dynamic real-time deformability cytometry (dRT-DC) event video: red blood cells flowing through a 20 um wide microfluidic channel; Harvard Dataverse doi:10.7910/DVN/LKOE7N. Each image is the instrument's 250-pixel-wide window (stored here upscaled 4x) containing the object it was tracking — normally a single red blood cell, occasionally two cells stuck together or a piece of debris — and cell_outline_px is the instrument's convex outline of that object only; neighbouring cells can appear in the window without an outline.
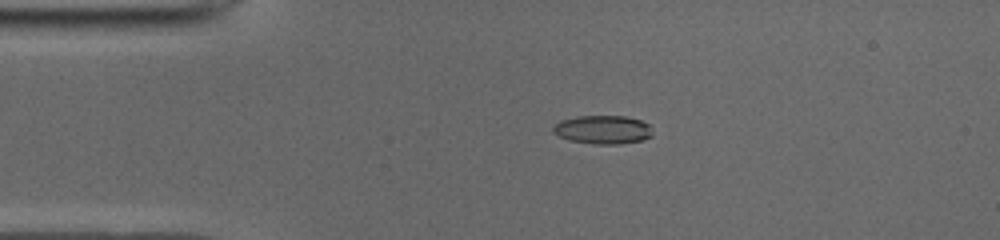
{"species": "common noctule bat (a hibernating species)", "species_latin": "Nyctalus noctula", "temperature_condition": "cold", "stored_images_in_passage": 44, "camera_frame_rate_fps": 3000, "um_per_image_px": 0.085, "animal": {"sex": "male", "body_mass_g": 19.0, "forearm_length_mm": 50.8}, "frame": {"image": 1, "passage_image": 4, "time_ms": 1.0, "image_size_px": [1000, 240], "cell_outline_px": [[652, 136], [644, 140], [620, 144], [592, 144], [568, 140], [552, 132], [552, 124], [560, 120], [576, 116], [628, 116], [640, 120], [648, 124]], "centroid_in_image_um": [51.2, 11.02], "position_along_channel_um": 33.8, "area_um2": 16.76}}
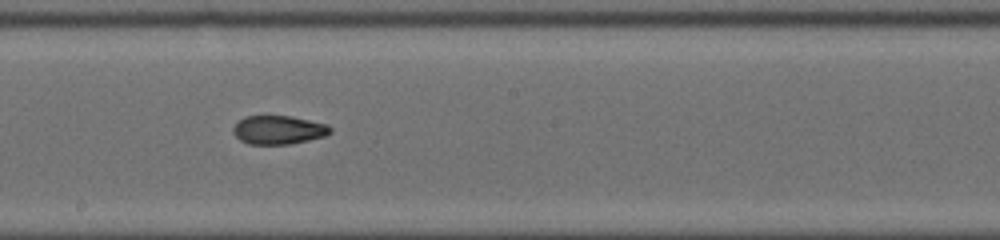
{"frame": {"image": 2, "passage_image": 21, "time_ms": 6.667, "image_size_px": [1000, 240], "cell_outline_px": [[332, 132], [324, 136], [308, 140], [288, 144], [248, 144], [240, 140], [232, 132], [232, 128], [244, 116], [292, 116], [328, 124], [332, 128]], "centroid_in_image_um": [23.68, 11.04], "position_along_channel_um": 224.5, "area_um2": 16.24}}
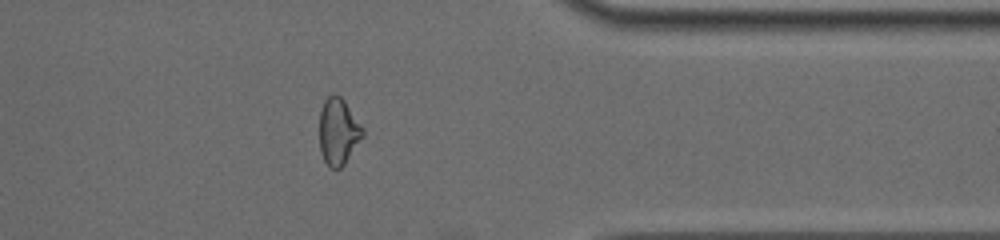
{"frame": {"image": 3, "passage_image": 34, "time_ms": 11.0, "image_size_px": [1000, 240], "cell_outline_px": [[364, 136], [344, 164], [340, 168], [328, 168], [320, 152], [320, 112], [324, 100], [332, 92], [336, 92], [344, 100], [364, 128]], "centroid_in_image_um": [28.76, 11.16], "position_along_channel_um": 382.6, "area_um2": 16.99}, "authors_computed_cell_mechanics": {"area_um2": 16.9354, "velocity_mm_per_s": 3.9682, "shape_relaxation_time_tau1_ms": null, "shape_relaxation_time_tau2_ms": 2.1451, "deformation_change_tau1": null, "deformation_change_tau2": 0.0764}}